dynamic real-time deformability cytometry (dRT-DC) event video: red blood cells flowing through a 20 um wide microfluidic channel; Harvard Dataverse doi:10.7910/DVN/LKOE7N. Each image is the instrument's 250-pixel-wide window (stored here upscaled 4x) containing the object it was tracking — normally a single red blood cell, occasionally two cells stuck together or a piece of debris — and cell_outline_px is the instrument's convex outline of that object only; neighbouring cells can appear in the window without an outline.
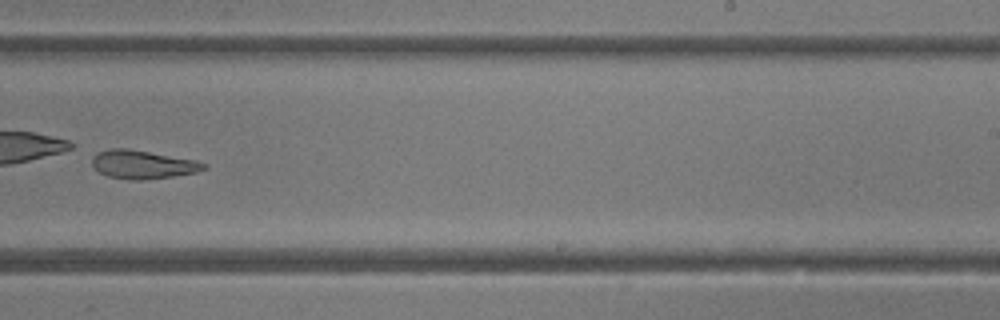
{"species": "common noctule bat (a hibernating species)", "species_latin": "Nyctalus noctula", "temperature_condition": "room temperature", "stored_images_in_passage": 22, "camera_frame_rate_fps": 3000, "um_per_image_px": 0.085, "animal": {"sex": "female"}, "frame": {"image": 1, "passage_image": 19, "time_ms": 6.0, "image_size_px": [1000, 320], "cell_outline_px": [[208, 168], [196, 172], [172, 176], [140, 180], [132, 180], [108, 176], [92, 168], [92, 156], [96, 152], [112, 148], [128, 148], [196, 160], [208, 164]], "centroid_in_image_um": [12.11, 13.97], "position_along_channel_um": 276.9, "area_um2": 18.61}}